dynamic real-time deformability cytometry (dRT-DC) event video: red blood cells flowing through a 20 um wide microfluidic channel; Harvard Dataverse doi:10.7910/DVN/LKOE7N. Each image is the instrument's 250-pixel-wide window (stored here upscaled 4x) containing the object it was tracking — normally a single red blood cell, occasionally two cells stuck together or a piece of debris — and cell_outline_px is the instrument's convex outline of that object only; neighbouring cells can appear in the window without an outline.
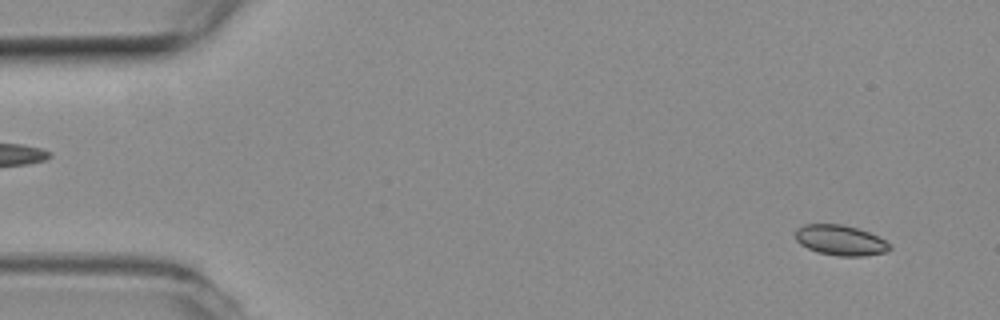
{"species": "common noctule bat (a hibernating species)", "species_latin": "Nyctalus noctula", "temperature_condition": "room temperature", "stored_images_in_passage": 54, "camera_frame_rate_fps": 3000, "um_per_image_px": 0.085, "animal": {"sex": "female", "body_mass_g": 19.3, "forearm_length_mm": 54.1}, "frame": {"image": 1, "passage_image": 3, "time_ms": 0.667, "image_size_px": [1000, 320], "cell_outline_px": [[892, 248], [888, 252], [864, 256], [840, 256], [816, 252], [800, 244], [796, 240], [796, 228], [804, 224], [840, 224], [856, 228], [868, 232], [892, 244]], "centroid_in_image_um": [71.45, 20.43], "position_along_channel_um": 13.6, "area_um2": 16.7}}
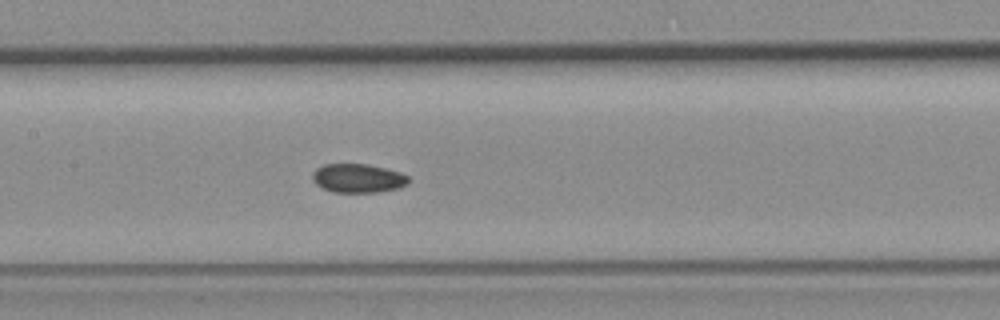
{"frame": {"image": 2, "passage_image": 25, "time_ms": 8.0, "image_size_px": [1000, 320], "cell_outline_px": [[408, 184], [400, 188], [376, 192], [332, 192], [320, 188], [312, 180], [312, 172], [316, 168], [324, 164], [368, 164], [400, 172], [408, 176]], "centroid_in_image_um": [30.39, 15.15], "position_along_channel_um": 177.0, "area_um2": 16.3}}
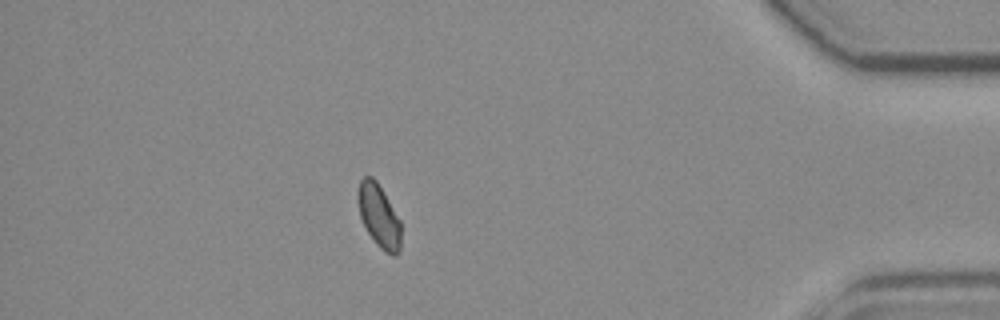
{"frame": {"image": 3, "passage_image": 47, "time_ms": 15.333, "image_size_px": [1000, 320], "cell_outline_px": [[400, 248], [396, 256], [392, 256], [384, 252], [376, 244], [368, 232], [360, 216], [356, 200], [356, 192], [360, 180], [364, 176], [372, 176], [376, 180], [384, 192], [400, 220]], "centroid_in_image_um": [32.18, 18.33], "position_along_channel_um": 403.0, "area_um2": 16.01}, "authors_computed_cell_mechanics": {"area_um2": 16.3863, "velocity_mm_per_s": 3.7484, "shape_relaxation_time_tau1_ms": 8.1472, "shape_relaxation_time_tau2_ms": 4.661, "deformation_change_tau1": 0.0733, "deformation_change_tau2": 0.0639}}